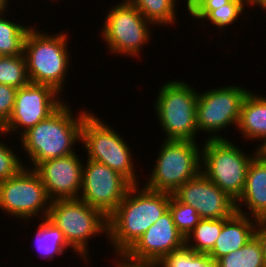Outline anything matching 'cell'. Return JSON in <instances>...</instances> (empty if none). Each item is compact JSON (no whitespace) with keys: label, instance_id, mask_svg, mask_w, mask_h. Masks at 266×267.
Here are the masks:
<instances>
[{"label":"cell","instance_id":"obj_9","mask_svg":"<svg viewBox=\"0 0 266 267\" xmlns=\"http://www.w3.org/2000/svg\"><path fill=\"white\" fill-rule=\"evenodd\" d=\"M118 3L108 9L100 32L111 54L139 57L143 46L151 40L152 23L126 0Z\"/></svg>","mask_w":266,"mask_h":267},{"label":"cell","instance_id":"obj_10","mask_svg":"<svg viewBox=\"0 0 266 267\" xmlns=\"http://www.w3.org/2000/svg\"><path fill=\"white\" fill-rule=\"evenodd\" d=\"M51 202L39 175L28 165L15 176L0 182L1 211L22 218L25 223L34 216L47 218Z\"/></svg>","mask_w":266,"mask_h":267},{"label":"cell","instance_id":"obj_25","mask_svg":"<svg viewBox=\"0 0 266 267\" xmlns=\"http://www.w3.org/2000/svg\"><path fill=\"white\" fill-rule=\"evenodd\" d=\"M159 267H219L218 260L212 259L207 253H198L186 245L162 257Z\"/></svg>","mask_w":266,"mask_h":267},{"label":"cell","instance_id":"obj_5","mask_svg":"<svg viewBox=\"0 0 266 267\" xmlns=\"http://www.w3.org/2000/svg\"><path fill=\"white\" fill-rule=\"evenodd\" d=\"M159 89L155 107L166 140L197 141L198 92L185 81L171 80Z\"/></svg>","mask_w":266,"mask_h":267},{"label":"cell","instance_id":"obj_27","mask_svg":"<svg viewBox=\"0 0 266 267\" xmlns=\"http://www.w3.org/2000/svg\"><path fill=\"white\" fill-rule=\"evenodd\" d=\"M169 211L172 214L175 226L184 238L201 220L195 208L180 202L173 194L170 197Z\"/></svg>","mask_w":266,"mask_h":267},{"label":"cell","instance_id":"obj_6","mask_svg":"<svg viewBox=\"0 0 266 267\" xmlns=\"http://www.w3.org/2000/svg\"><path fill=\"white\" fill-rule=\"evenodd\" d=\"M47 218L63 232L70 248L82 259H88L89 238L108 235V218L79 198L53 200Z\"/></svg>","mask_w":266,"mask_h":267},{"label":"cell","instance_id":"obj_2","mask_svg":"<svg viewBox=\"0 0 266 267\" xmlns=\"http://www.w3.org/2000/svg\"><path fill=\"white\" fill-rule=\"evenodd\" d=\"M89 111H72L63 103L47 119L24 132L20 141L25 154L31 159V169L38 163L75 153V144L82 141V125ZM78 141V142H77Z\"/></svg>","mask_w":266,"mask_h":267},{"label":"cell","instance_id":"obj_35","mask_svg":"<svg viewBox=\"0 0 266 267\" xmlns=\"http://www.w3.org/2000/svg\"><path fill=\"white\" fill-rule=\"evenodd\" d=\"M257 153L266 160V140L262 143L260 142L259 147H257Z\"/></svg>","mask_w":266,"mask_h":267},{"label":"cell","instance_id":"obj_31","mask_svg":"<svg viewBox=\"0 0 266 267\" xmlns=\"http://www.w3.org/2000/svg\"><path fill=\"white\" fill-rule=\"evenodd\" d=\"M17 89L5 84H0V128L10 118L14 103Z\"/></svg>","mask_w":266,"mask_h":267},{"label":"cell","instance_id":"obj_30","mask_svg":"<svg viewBox=\"0 0 266 267\" xmlns=\"http://www.w3.org/2000/svg\"><path fill=\"white\" fill-rule=\"evenodd\" d=\"M230 1L231 0H187L186 8L195 20H203L210 11L225 6Z\"/></svg>","mask_w":266,"mask_h":267},{"label":"cell","instance_id":"obj_8","mask_svg":"<svg viewBox=\"0 0 266 267\" xmlns=\"http://www.w3.org/2000/svg\"><path fill=\"white\" fill-rule=\"evenodd\" d=\"M100 119L90 112L83 121L81 143L88 153L87 158L119 172L132 185H139L130 146L113 127Z\"/></svg>","mask_w":266,"mask_h":267},{"label":"cell","instance_id":"obj_14","mask_svg":"<svg viewBox=\"0 0 266 267\" xmlns=\"http://www.w3.org/2000/svg\"><path fill=\"white\" fill-rule=\"evenodd\" d=\"M173 195L195 208L201 219L229 218L236 212V201L202 172L181 185Z\"/></svg>","mask_w":266,"mask_h":267},{"label":"cell","instance_id":"obj_13","mask_svg":"<svg viewBox=\"0 0 266 267\" xmlns=\"http://www.w3.org/2000/svg\"><path fill=\"white\" fill-rule=\"evenodd\" d=\"M79 199L107 218L116 210L132 184L105 164L86 159Z\"/></svg>","mask_w":266,"mask_h":267},{"label":"cell","instance_id":"obj_34","mask_svg":"<svg viewBox=\"0 0 266 267\" xmlns=\"http://www.w3.org/2000/svg\"><path fill=\"white\" fill-rule=\"evenodd\" d=\"M247 6H254L258 4V7L260 6L262 9L266 10V0H245Z\"/></svg>","mask_w":266,"mask_h":267},{"label":"cell","instance_id":"obj_17","mask_svg":"<svg viewBox=\"0 0 266 267\" xmlns=\"http://www.w3.org/2000/svg\"><path fill=\"white\" fill-rule=\"evenodd\" d=\"M241 203L251 215L242 210ZM236 211L255 219L266 217V160L258 153L249 165L243 193L236 201Z\"/></svg>","mask_w":266,"mask_h":267},{"label":"cell","instance_id":"obj_20","mask_svg":"<svg viewBox=\"0 0 266 267\" xmlns=\"http://www.w3.org/2000/svg\"><path fill=\"white\" fill-rule=\"evenodd\" d=\"M36 231L35 247L44 259H53L62 255L70 247L64 238L63 232L48 218L42 219Z\"/></svg>","mask_w":266,"mask_h":267},{"label":"cell","instance_id":"obj_1","mask_svg":"<svg viewBox=\"0 0 266 267\" xmlns=\"http://www.w3.org/2000/svg\"><path fill=\"white\" fill-rule=\"evenodd\" d=\"M132 185L108 217L107 239L116 255H124L166 211L172 194Z\"/></svg>","mask_w":266,"mask_h":267},{"label":"cell","instance_id":"obj_7","mask_svg":"<svg viewBox=\"0 0 266 267\" xmlns=\"http://www.w3.org/2000/svg\"><path fill=\"white\" fill-rule=\"evenodd\" d=\"M163 142L144 187L173 194L201 172V150L197 141L163 139Z\"/></svg>","mask_w":266,"mask_h":267},{"label":"cell","instance_id":"obj_28","mask_svg":"<svg viewBox=\"0 0 266 267\" xmlns=\"http://www.w3.org/2000/svg\"><path fill=\"white\" fill-rule=\"evenodd\" d=\"M247 6L245 0H231L225 6H221L216 10L210 11L204 18L211 22V25H215L218 29H226L227 26L233 24L238 17L242 16Z\"/></svg>","mask_w":266,"mask_h":267},{"label":"cell","instance_id":"obj_36","mask_svg":"<svg viewBox=\"0 0 266 267\" xmlns=\"http://www.w3.org/2000/svg\"><path fill=\"white\" fill-rule=\"evenodd\" d=\"M9 0H0V14L6 13L8 9Z\"/></svg>","mask_w":266,"mask_h":267},{"label":"cell","instance_id":"obj_19","mask_svg":"<svg viewBox=\"0 0 266 267\" xmlns=\"http://www.w3.org/2000/svg\"><path fill=\"white\" fill-rule=\"evenodd\" d=\"M237 128L245 139L262 142L266 140L265 96H258L249 91L241 105Z\"/></svg>","mask_w":266,"mask_h":267},{"label":"cell","instance_id":"obj_4","mask_svg":"<svg viewBox=\"0 0 266 267\" xmlns=\"http://www.w3.org/2000/svg\"><path fill=\"white\" fill-rule=\"evenodd\" d=\"M227 139H207L201 149V172L237 201L243 193L249 165L257 148L247 155Z\"/></svg>","mask_w":266,"mask_h":267},{"label":"cell","instance_id":"obj_33","mask_svg":"<svg viewBox=\"0 0 266 267\" xmlns=\"http://www.w3.org/2000/svg\"><path fill=\"white\" fill-rule=\"evenodd\" d=\"M116 259L118 258L119 260L117 263H115L116 267H159L157 263H149V262H135L132 260H129L127 257L124 255H117Z\"/></svg>","mask_w":266,"mask_h":267},{"label":"cell","instance_id":"obj_21","mask_svg":"<svg viewBox=\"0 0 266 267\" xmlns=\"http://www.w3.org/2000/svg\"><path fill=\"white\" fill-rule=\"evenodd\" d=\"M227 219H201L195 228L186 236L185 245L195 252L209 254Z\"/></svg>","mask_w":266,"mask_h":267},{"label":"cell","instance_id":"obj_32","mask_svg":"<svg viewBox=\"0 0 266 267\" xmlns=\"http://www.w3.org/2000/svg\"><path fill=\"white\" fill-rule=\"evenodd\" d=\"M255 236L261 242L266 264V217L256 219Z\"/></svg>","mask_w":266,"mask_h":267},{"label":"cell","instance_id":"obj_29","mask_svg":"<svg viewBox=\"0 0 266 267\" xmlns=\"http://www.w3.org/2000/svg\"><path fill=\"white\" fill-rule=\"evenodd\" d=\"M17 156L10 146L0 142V182L15 176L25 167Z\"/></svg>","mask_w":266,"mask_h":267},{"label":"cell","instance_id":"obj_15","mask_svg":"<svg viewBox=\"0 0 266 267\" xmlns=\"http://www.w3.org/2000/svg\"><path fill=\"white\" fill-rule=\"evenodd\" d=\"M81 160L76 153H72L38 163L33 168L52 201L79 198L84 166Z\"/></svg>","mask_w":266,"mask_h":267},{"label":"cell","instance_id":"obj_3","mask_svg":"<svg viewBox=\"0 0 266 267\" xmlns=\"http://www.w3.org/2000/svg\"><path fill=\"white\" fill-rule=\"evenodd\" d=\"M66 34L61 31L51 35L31 25L23 50L31 83L48 85L62 92L71 55Z\"/></svg>","mask_w":266,"mask_h":267},{"label":"cell","instance_id":"obj_18","mask_svg":"<svg viewBox=\"0 0 266 267\" xmlns=\"http://www.w3.org/2000/svg\"><path fill=\"white\" fill-rule=\"evenodd\" d=\"M254 222V223H253ZM256 219L237 211L223 224L222 230L209 256L218 260L222 256L241 249L255 236Z\"/></svg>","mask_w":266,"mask_h":267},{"label":"cell","instance_id":"obj_16","mask_svg":"<svg viewBox=\"0 0 266 267\" xmlns=\"http://www.w3.org/2000/svg\"><path fill=\"white\" fill-rule=\"evenodd\" d=\"M185 245L184 236L166 211L124 254L135 262L157 263L162 257Z\"/></svg>","mask_w":266,"mask_h":267},{"label":"cell","instance_id":"obj_22","mask_svg":"<svg viewBox=\"0 0 266 267\" xmlns=\"http://www.w3.org/2000/svg\"><path fill=\"white\" fill-rule=\"evenodd\" d=\"M219 267H266L261 242L253 236L241 249L218 259Z\"/></svg>","mask_w":266,"mask_h":267},{"label":"cell","instance_id":"obj_26","mask_svg":"<svg viewBox=\"0 0 266 267\" xmlns=\"http://www.w3.org/2000/svg\"><path fill=\"white\" fill-rule=\"evenodd\" d=\"M30 83L24 54L0 56V84L16 89Z\"/></svg>","mask_w":266,"mask_h":267},{"label":"cell","instance_id":"obj_11","mask_svg":"<svg viewBox=\"0 0 266 267\" xmlns=\"http://www.w3.org/2000/svg\"><path fill=\"white\" fill-rule=\"evenodd\" d=\"M200 93L196 104L198 132L213 133L208 139H226L217 134L231 124L237 127L241 105L249 90L229 85Z\"/></svg>","mask_w":266,"mask_h":267},{"label":"cell","instance_id":"obj_23","mask_svg":"<svg viewBox=\"0 0 266 267\" xmlns=\"http://www.w3.org/2000/svg\"><path fill=\"white\" fill-rule=\"evenodd\" d=\"M134 5L150 23L157 25H175L176 0H126Z\"/></svg>","mask_w":266,"mask_h":267},{"label":"cell","instance_id":"obj_24","mask_svg":"<svg viewBox=\"0 0 266 267\" xmlns=\"http://www.w3.org/2000/svg\"><path fill=\"white\" fill-rule=\"evenodd\" d=\"M5 14H0V56L21 55L24 50L25 37L31 27L8 20Z\"/></svg>","mask_w":266,"mask_h":267},{"label":"cell","instance_id":"obj_12","mask_svg":"<svg viewBox=\"0 0 266 267\" xmlns=\"http://www.w3.org/2000/svg\"><path fill=\"white\" fill-rule=\"evenodd\" d=\"M61 94L51 86L31 82L17 89L12 114L0 128V136L8 133L12 135L11 132L18 134L20 129L21 136L40 121L47 119L65 102L59 98Z\"/></svg>","mask_w":266,"mask_h":267}]
</instances>
